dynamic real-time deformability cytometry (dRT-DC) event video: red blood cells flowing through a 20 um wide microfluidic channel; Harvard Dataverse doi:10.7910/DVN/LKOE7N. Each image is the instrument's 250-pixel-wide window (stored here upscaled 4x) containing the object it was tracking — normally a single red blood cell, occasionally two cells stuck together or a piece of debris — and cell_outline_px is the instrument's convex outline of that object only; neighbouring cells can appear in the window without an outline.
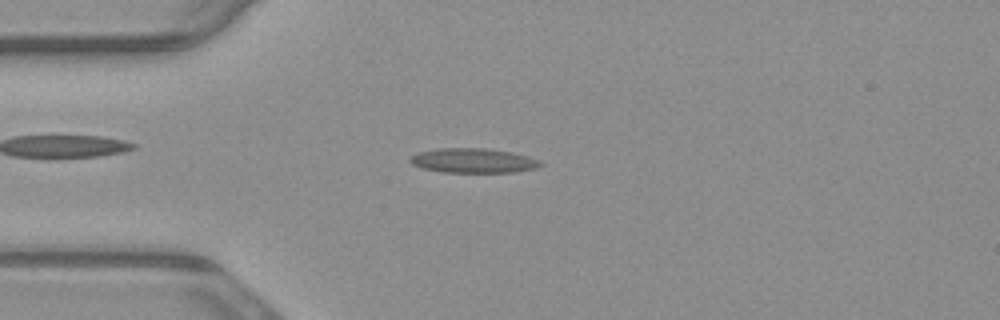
{"species": "common noctule bat (a hibernating species)", "species_latin": "Nyctalus noctula", "temperature_condition": "warm", "stored_images_in_passage": 48, "camera_frame_rate_fps": 3000, "um_per_image_px": 0.085, "animal": {"sex": "male", "body_mass_g": 23.1, "forearm_length_mm": 52.7}, "frame": {"image": 1, "passage_image": 8, "time_ms": 2.333, "image_size_px": [1000, 320], "cell_outline_px": [[544, 164], [536, 168], [516, 172], [444, 172], [420, 168], [412, 164], [408, 160], [412, 156], [420, 152], [440, 148], [488, 148], [512, 152], [528, 156], [540, 160]], "centroid_in_image_um": [40.26, 13.65], "position_along_channel_um": 44.7, "area_um2": 18.73}}
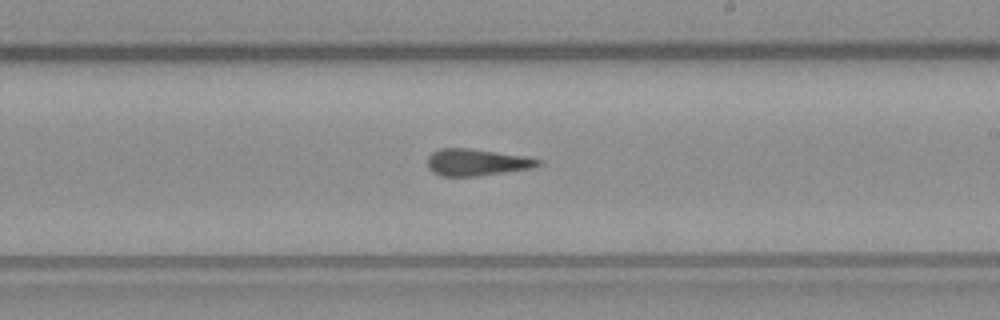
{"frame": {"image": 2, "passage_image": 25, "time_ms": 8.0, "image_size_px": [1000, 320], "cell_outline_px": [[540, 164], [532, 168], [476, 176], [440, 176], [432, 172], [428, 168], [428, 156], [432, 152], [440, 148], [468, 148], [524, 156], [540, 160]], "centroid_in_image_um": [40.45, 13.8], "position_along_channel_um": 248.5, "area_um2": 17.11}}
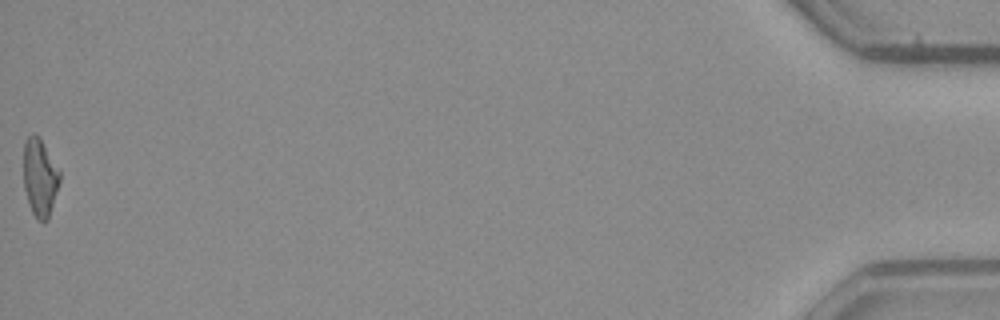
{"frame": {"image": 3, "passage_image": 48, "time_ms": 15.667, "image_size_px": [1000, 320], "cell_outline_px": [[60, 180], [48, 220], [36, 220], [28, 204], [24, 188], [24, 140], [32, 132], [40, 136], [60, 172]], "centroid_in_image_um": [3.37, 15.06], "position_along_channel_um": 431.8, "area_um2": 16.47}, "authors_computed_cell_mechanics": {"area_um2": 17.1955, "velocity_mm_per_s": 3.8477, "shape_relaxation_time_tau1_ms": null, "shape_relaxation_time_tau2_ms": 2.8403, "deformation_change_tau1": null, "deformation_change_tau2": 0.1289}}